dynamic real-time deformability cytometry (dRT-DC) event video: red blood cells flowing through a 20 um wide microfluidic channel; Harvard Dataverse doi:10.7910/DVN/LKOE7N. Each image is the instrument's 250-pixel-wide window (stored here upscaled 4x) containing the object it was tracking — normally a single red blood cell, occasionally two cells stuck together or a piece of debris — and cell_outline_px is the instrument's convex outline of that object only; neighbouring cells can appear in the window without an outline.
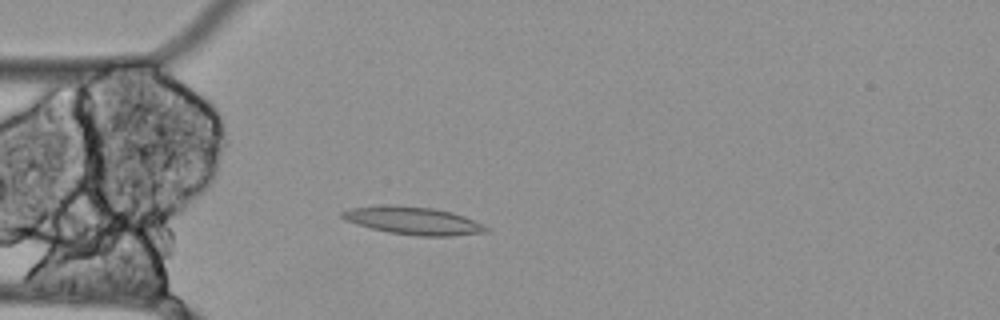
{"species": "Egyptian fruit bat (a non-hibernating species)", "species_latin": "Rousettus aegyptiacus", "temperature_condition": "cold", "stored_images_in_passage": 57, "camera_frame_rate_fps": 3000, "um_per_image_px": 0.085, "animal": {"sex": "female"}, "frame": {"image": 1, "passage_image": 16, "time_ms": 5.0, "image_size_px": [1000, 320], "cell_outline_px": [[488, 232], [452, 236], [416, 236], [388, 232], [372, 228], [344, 220], [340, 216], [340, 212], [348, 208], [388, 204], [432, 208], [452, 212], [464, 216], [488, 228]], "centroid_in_image_um": [35.07, 18.75], "position_along_channel_um": 49.9, "area_um2": 23.24}}
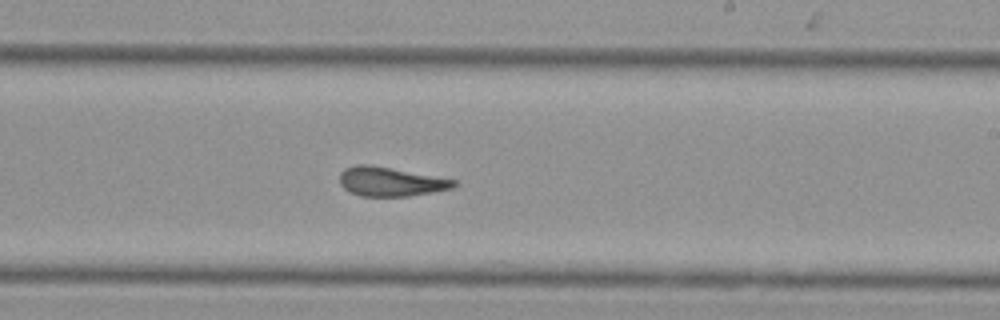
{"frame": {"image": 2, "passage_image": 34, "time_ms": 11.0, "image_size_px": [1000, 320], "cell_outline_px": [[456, 184], [452, 188], [432, 192], [408, 196], [360, 196], [344, 188], [340, 184], [340, 172], [344, 168], [356, 164], [368, 164], [456, 180]], "centroid_in_image_um": [33.15, 15.43], "position_along_channel_um": 255.8, "area_um2": 19.13}}
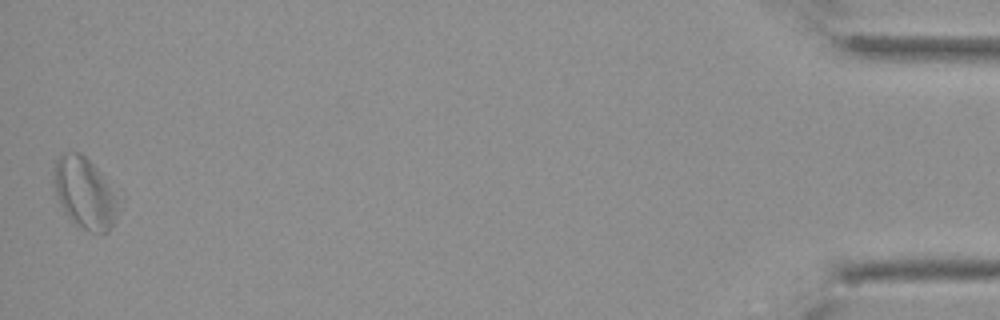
{"frame": {"image": 3, "passage_image": 57, "time_ms": 18.667, "image_size_px": [1000, 320], "cell_outline_px": [[116, 216], [112, 228], [108, 232], [92, 232], [72, 224], [64, 212], [60, 204], [56, 192], [56, 160], [64, 152], [80, 152], [100, 172], [116, 196]], "centroid_in_image_um": [7.19, 16.45], "position_along_channel_um": 428.0, "area_um2": 25.89}, "authors_computed_cell_mechanics": {"area_um2": 22.1374, "velocity_mm_per_s": 3.4371, "shape_relaxation_time_tau1_ms": null, "shape_relaxation_time_tau2_ms": 9.508, "deformation_change_tau1": null, "deformation_change_tau2": 0.1415}}